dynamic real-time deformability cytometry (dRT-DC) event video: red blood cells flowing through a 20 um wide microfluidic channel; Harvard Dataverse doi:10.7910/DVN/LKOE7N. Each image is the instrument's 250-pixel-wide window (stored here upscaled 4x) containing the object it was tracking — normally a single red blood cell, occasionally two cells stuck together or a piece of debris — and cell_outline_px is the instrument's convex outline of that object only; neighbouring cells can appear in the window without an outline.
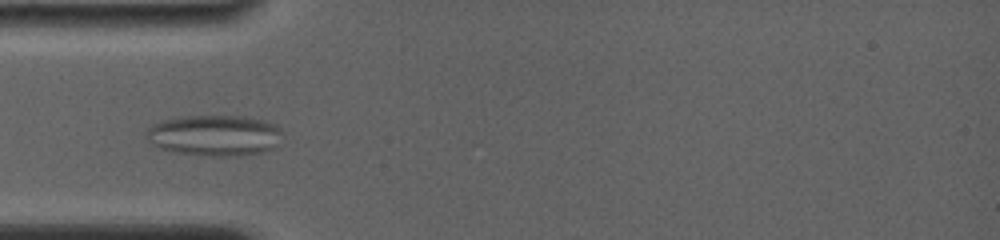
{"species": "common noctule bat (a hibernating species)", "species_latin": "Nyctalus noctula", "temperature_condition": "room temperature", "stored_images_in_passage": 109, "camera_frame_rate_fps": 4000, "um_per_image_px": 0.085, "animal": {"sex": "female", "body_mass_g": 19.0, "forearm_length_mm": 56.7}, "frame": {"image": 1, "passage_image": 36, "time_ms": 5.5, "image_size_px": [1000, 240], "cell_outline_px": [[280, 132], [272, 148], [260, 152], [224, 156], [212, 156], [176, 152], [160, 148], [152, 144], [148, 140], [148, 128], [152, 124], [160, 120], [180, 116], [248, 116], [276, 124], [280, 128]], "centroid_in_image_um": [18.17, 11.48], "position_along_channel_um": 66.8, "area_um2": 31.96}}
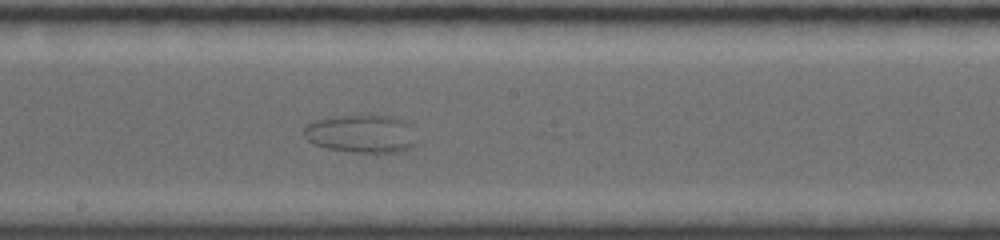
{"frame": {"image": 2, "passage_image": 70, "time_ms": 10.0, "image_size_px": [1000, 240], "cell_outline_px": [[416, 144], [400, 152], [352, 152], [324, 148], [312, 144], [304, 136], [304, 128], [308, 124], [316, 120], [336, 116], [396, 116], [408, 120]], "centroid_in_image_um": [30.71, 11.37], "position_along_channel_um": 217.5, "area_um2": 25.03}}
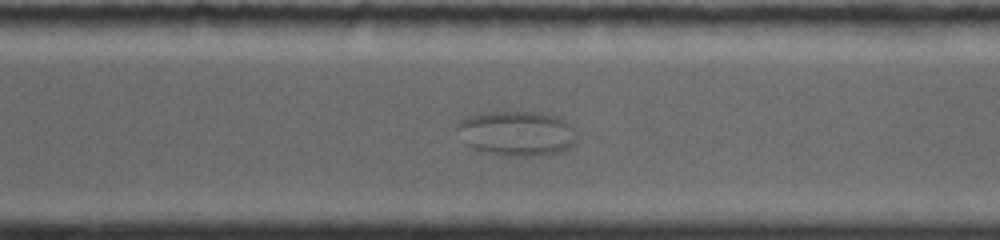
{"frame": {"image": 3, "passage_image": 87, "time_ms": 13.25, "image_size_px": [1000, 240], "cell_outline_px": [[576, 140], [568, 148], [560, 152], [532, 156], [520, 156], [492, 152], [476, 148], [468, 144], [456, 128], [456, 124], [464, 116], [492, 112], [540, 112], [560, 116], [572, 128], [576, 136]], "centroid_in_image_um": [43.95, 11.3], "position_along_channel_um": 326.6, "area_um2": 30.69}}